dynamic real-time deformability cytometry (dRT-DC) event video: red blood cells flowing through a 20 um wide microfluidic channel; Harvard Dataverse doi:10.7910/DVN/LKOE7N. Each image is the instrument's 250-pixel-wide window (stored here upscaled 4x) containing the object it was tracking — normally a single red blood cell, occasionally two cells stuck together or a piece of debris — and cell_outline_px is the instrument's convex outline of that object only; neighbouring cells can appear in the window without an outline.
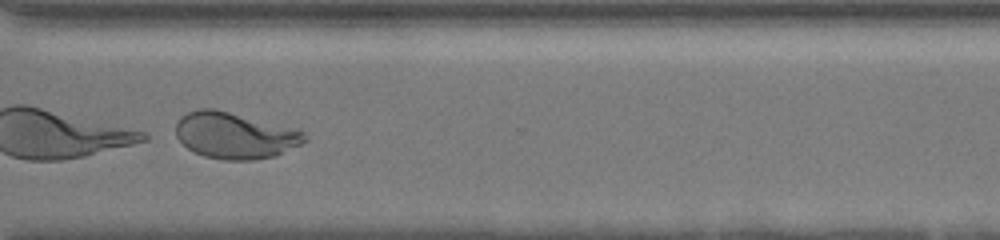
{"species": "human", "species_latin": "Homo sapiens", "temperature_condition": "room temperature", "stored_images_in_passage": 42, "camera_frame_rate_fps": 3000, "um_per_image_px": 0.085, "donor": {"sex": "female"}, "frame": {"image": 1, "passage_image": 33, "time_ms": 12.333, "image_size_px": [1000, 240], "cell_outline_px": [[308, 140], [276, 156], [252, 160], [224, 160], [204, 156], [188, 148], [176, 136], [176, 124], [180, 116], [188, 112], [200, 108], [216, 108], [304, 132]], "centroid_in_image_um": [19.93, 11.52], "position_along_channel_um": 350.7, "area_um2": 34.39}}